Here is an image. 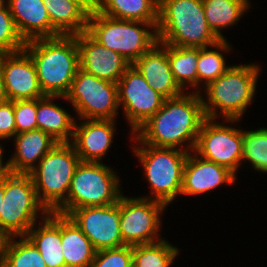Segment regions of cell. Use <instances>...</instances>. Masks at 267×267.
I'll return each mask as SVG.
<instances>
[{"mask_svg": "<svg viewBox=\"0 0 267 267\" xmlns=\"http://www.w3.org/2000/svg\"><path fill=\"white\" fill-rule=\"evenodd\" d=\"M205 119L202 94L199 91L182 93L165 99L162 107L134 133L133 139L140 144L165 148L183 146L187 141L186 151L190 152L195 148Z\"/></svg>", "mask_w": 267, "mask_h": 267, "instance_id": "obj_1", "label": "cell"}, {"mask_svg": "<svg viewBox=\"0 0 267 267\" xmlns=\"http://www.w3.org/2000/svg\"><path fill=\"white\" fill-rule=\"evenodd\" d=\"M24 50L35 64L43 94L65 98L80 68L76 35L27 41Z\"/></svg>", "mask_w": 267, "mask_h": 267, "instance_id": "obj_2", "label": "cell"}, {"mask_svg": "<svg viewBox=\"0 0 267 267\" xmlns=\"http://www.w3.org/2000/svg\"><path fill=\"white\" fill-rule=\"evenodd\" d=\"M158 42L171 46L214 47L220 39L209 28L202 0H159Z\"/></svg>", "mask_w": 267, "mask_h": 267, "instance_id": "obj_3", "label": "cell"}, {"mask_svg": "<svg viewBox=\"0 0 267 267\" xmlns=\"http://www.w3.org/2000/svg\"><path fill=\"white\" fill-rule=\"evenodd\" d=\"M260 68L255 64L236 65L230 68L206 88L207 102L202 97L206 118L216 119L220 109L225 120H239L256 91Z\"/></svg>", "mask_w": 267, "mask_h": 267, "instance_id": "obj_4", "label": "cell"}, {"mask_svg": "<svg viewBox=\"0 0 267 267\" xmlns=\"http://www.w3.org/2000/svg\"><path fill=\"white\" fill-rule=\"evenodd\" d=\"M157 24L116 19L92 8L86 32L99 44L121 54L133 64L158 42ZM144 27L153 29L150 31Z\"/></svg>", "mask_w": 267, "mask_h": 267, "instance_id": "obj_5", "label": "cell"}, {"mask_svg": "<svg viewBox=\"0 0 267 267\" xmlns=\"http://www.w3.org/2000/svg\"><path fill=\"white\" fill-rule=\"evenodd\" d=\"M80 162L71 143H58L29 173L39 201L49 212H54L67 199Z\"/></svg>", "mask_w": 267, "mask_h": 267, "instance_id": "obj_6", "label": "cell"}, {"mask_svg": "<svg viewBox=\"0 0 267 267\" xmlns=\"http://www.w3.org/2000/svg\"><path fill=\"white\" fill-rule=\"evenodd\" d=\"M116 173L101 162H83L72 177L67 199L54 211L68 215L82 207H97L117 203L120 196Z\"/></svg>", "mask_w": 267, "mask_h": 267, "instance_id": "obj_7", "label": "cell"}, {"mask_svg": "<svg viewBox=\"0 0 267 267\" xmlns=\"http://www.w3.org/2000/svg\"><path fill=\"white\" fill-rule=\"evenodd\" d=\"M43 218L50 212L39 201L29 174L4 175V199L0 215V232L7 238L26 236L36 224L38 211Z\"/></svg>", "mask_w": 267, "mask_h": 267, "instance_id": "obj_8", "label": "cell"}, {"mask_svg": "<svg viewBox=\"0 0 267 267\" xmlns=\"http://www.w3.org/2000/svg\"><path fill=\"white\" fill-rule=\"evenodd\" d=\"M133 147L151 185V199L170 204L181 193L183 170L188 153L186 148L153 147L141 144ZM145 146V147H144Z\"/></svg>", "mask_w": 267, "mask_h": 267, "instance_id": "obj_9", "label": "cell"}, {"mask_svg": "<svg viewBox=\"0 0 267 267\" xmlns=\"http://www.w3.org/2000/svg\"><path fill=\"white\" fill-rule=\"evenodd\" d=\"M65 99L80 119L115 120L118 114V85L78 69Z\"/></svg>", "mask_w": 267, "mask_h": 267, "instance_id": "obj_10", "label": "cell"}, {"mask_svg": "<svg viewBox=\"0 0 267 267\" xmlns=\"http://www.w3.org/2000/svg\"><path fill=\"white\" fill-rule=\"evenodd\" d=\"M167 206L147 197L120 196V231L126 245L149 244L160 241V213ZM160 223V224H159Z\"/></svg>", "mask_w": 267, "mask_h": 267, "instance_id": "obj_11", "label": "cell"}, {"mask_svg": "<svg viewBox=\"0 0 267 267\" xmlns=\"http://www.w3.org/2000/svg\"><path fill=\"white\" fill-rule=\"evenodd\" d=\"M213 120L206 118L202 123L193 151L236 175L242 162L243 130L216 124Z\"/></svg>", "mask_w": 267, "mask_h": 267, "instance_id": "obj_12", "label": "cell"}, {"mask_svg": "<svg viewBox=\"0 0 267 267\" xmlns=\"http://www.w3.org/2000/svg\"><path fill=\"white\" fill-rule=\"evenodd\" d=\"M117 85L119 107H123L135 133L162 107L165 98L146 82L133 65L125 71Z\"/></svg>", "mask_w": 267, "mask_h": 267, "instance_id": "obj_13", "label": "cell"}, {"mask_svg": "<svg viewBox=\"0 0 267 267\" xmlns=\"http://www.w3.org/2000/svg\"><path fill=\"white\" fill-rule=\"evenodd\" d=\"M68 216L97 251L126 245L120 231V198L117 203L72 210Z\"/></svg>", "mask_w": 267, "mask_h": 267, "instance_id": "obj_14", "label": "cell"}, {"mask_svg": "<svg viewBox=\"0 0 267 267\" xmlns=\"http://www.w3.org/2000/svg\"><path fill=\"white\" fill-rule=\"evenodd\" d=\"M0 68L9 101L45 96L39 85L35 64L25 50L5 53Z\"/></svg>", "mask_w": 267, "mask_h": 267, "instance_id": "obj_15", "label": "cell"}, {"mask_svg": "<svg viewBox=\"0 0 267 267\" xmlns=\"http://www.w3.org/2000/svg\"><path fill=\"white\" fill-rule=\"evenodd\" d=\"M79 46L80 69L112 83H118L121 76L132 65L126 58L109 50L94 40L87 32L76 35Z\"/></svg>", "mask_w": 267, "mask_h": 267, "instance_id": "obj_16", "label": "cell"}, {"mask_svg": "<svg viewBox=\"0 0 267 267\" xmlns=\"http://www.w3.org/2000/svg\"><path fill=\"white\" fill-rule=\"evenodd\" d=\"M235 180V174L228 168L189 152L184 165L180 194L201 195L224 183L232 185Z\"/></svg>", "mask_w": 267, "mask_h": 267, "instance_id": "obj_17", "label": "cell"}, {"mask_svg": "<svg viewBox=\"0 0 267 267\" xmlns=\"http://www.w3.org/2000/svg\"><path fill=\"white\" fill-rule=\"evenodd\" d=\"M132 65L141 73L146 82L165 99L177 97L183 93V89L177 84L171 71L168 60V44L157 42Z\"/></svg>", "mask_w": 267, "mask_h": 267, "instance_id": "obj_18", "label": "cell"}, {"mask_svg": "<svg viewBox=\"0 0 267 267\" xmlns=\"http://www.w3.org/2000/svg\"><path fill=\"white\" fill-rule=\"evenodd\" d=\"M75 123L73 140L70 142L83 162H100L111 147L115 132L114 120L85 119Z\"/></svg>", "mask_w": 267, "mask_h": 267, "instance_id": "obj_19", "label": "cell"}, {"mask_svg": "<svg viewBox=\"0 0 267 267\" xmlns=\"http://www.w3.org/2000/svg\"><path fill=\"white\" fill-rule=\"evenodd\" d=\"M16 28L25 42L52 38V25L45 0H8Z\"/></svg>", "mask_w": 267, "mask_h": 267, "instance_id": "obj_20", "label": "cell"}, {"mask_svg": "<svg viewBox=\"0 0 267 267\" xmlns=\"http://www.w3.org/2000/svg\"><path fill=\"white\" fill-rule=\"evenodd\" d=\"M52 25V38L86 32L92 7L85 0H45Z\"/></svg>", "mask_w": 267, "mask_h": 267, "instance_id": "obj_21", "label": "cell"}, {"mask_svg": "<svg viewBox=\"0 0 267 267\" xmlns=\"http://www.w3.org/2000/svg\"><path fill=\"white\" fill-rule=\"evenodd\" d=\"M16 150L7 161L11 173L29 174L54 146L58 144L49 134L41 129L22 132L14 136Z\"/></svg>", "mask_w": 267, "mask_h": 267, "instance_id": "obj_22", "label": "cell"}, {"mask_svg": "<svg viewBox=\"0 0 267 267\" xmlns=\"http://www.w3.org/2000/svg\"><path fill=\"white\" fill-rule=\"evenodd\" d=\"M40 227L35 224L26 237L36 246L47 267H66L61 246V214L50 212Z\"/></svg>", "mask_w": 267, "mask_h": 267, "instance_id": "obj_23", "label": "cell"}, {"mask_svg": "<svg viewBox=\"0 0 267 267\" xmlns=\"http://www.w3.org/2000/svg\"><path fill=\"white\" fill-rule=\"evenodd\" d=\"M55 97L60 98L61 96L45 95L37 99L38 129L49 134L58 143H70L76 122L63 107L51 102V99L54 100Z\"/></svg>", "mask_w": 267, "mask_h": 267, "instance_id": "obj_24", "label": "cell"}, {"mask_svg": "<svg viewBox=\"0 0 267 267\" xmlns=\"http://www.w3.org/2000/svg\"><path fill=\"white\" fill-rule=\"evenodd\" d=\"M61 246L66 267H91L96 250L68 215L61 214Z\"/></svg>", "mask_w": 267, "mask_h": 267, "instance_id": "obj_25", "label": "cell"}, {"mask_svg": "<svg viewBox=\"0 0 267 267\" xmlns=\"http://www.w3.org/2000/svg\"><path fill=\"white\" fill-rule=\"evenodd\" d=\"M92 8L116 19L158 23L159 0H97Z\"/></svg>", "mask_w": 267, "mask_h": 267, "instance_id": "obj_26", "label": "cell"}, {"mask_svg": "<svg viewBox=\"0 0 267 267\" xmlns=\"http://www.w3.org/2000/svg\"><path fill=\"white\" fill-rule=\"evenodd\" d=\"M209 28L220 39L225 40L221 29L234 25L249 9L248 0H202Z\"/></svg>", "mask_w": 267, "mask_h": 267, "instance_id": "obj_27", "label": "cell"}, {"mask_svg": "<svg viewBox=\"0 0 267 267\" xmlns=\"http://www.w3.org/2000/svg\"><path fill=\"white\" fill-rule=\"evenodd\" d=\"M168 60L174 79L182 89L186 83L189 87H198V48L168 45Z\"/></svg>", "mask_w": 267, "mask_h": 267, "instance_id": "obj_28", "label": "cell"}, {"mask_svg": "<svg viewBox=\"0 0 267 267\" xmlns=\"http://www.w3.org/2000/svg\"><path fill=\"white\" fill-rule=\"evenodd\" d=\"M178 248L164 239L132 246V265L134 267H169L175 260Z\"/></svg>", "mask_w": 267, "mask_h": 267, "instance_id": "obj_29", "label": "cell"}, {"mask_svg": "<svg viewBox=\"0 0 267 267\" xmlns=\"http://www.w3.org/2000/svg\"><path fill=\"white\" fill-rule=\"evenodd\" d=\"M14 238H7L2 264L4 267H47L39 250L26 236H21L18 241Z\"/></svg>", "mask_w": 267, "mask_h": 267, "instance_id": "obj_30", "label": "cell"}, {"mask_svg": "<svg viewBox=\"0 0 267 267\" xmlns=\"http://www.w3.org/2000/svg\"><path fill=\"white\" fill-rule=\"evenodd\" d=\"M216 50H208L205 48H198L197 73L198 84L204 81L203 85L207 86L210 82L215 81L219 76L223 75L230 67L226 66L222 51L229 52V43L227 40H220L215 46ZM219 50L221 52H219Z\"/></svg>", "mask_w": 267, "mask_h": 267, "instance_id": "obj_31", "label": "cell"}, {"mask_svg": "<svg viewBox=\"0 0 267 267\" xmlns=\"http://www.w3.org/2000/svg\"><path fill=\"white\" fill-rule=\"evenodd\" d=\"M245 159L251 162L255 170L267 172V128L243 130L242 161Z\"/></svg>", "mask_w": 267, "mask_h": 267, "instance_id": "obj_32", "label": "cell"}, {"mask_svg": "<svg viewBox=\"0 0 267 267\" xmlns=\"http://www.w3.org/2000/svg\"><path fill=\"white\" fill-rule=\"evenodd\" d=\"M26 42L19 34L8 4L0 7V50L14 53L24 50Z\"/></svg>", "mask_w": 267, "mask_h": 267, "instance_id": "obj_33", "label": "cell"}, {"mask_svg": "<svg viewBox=\"0 0 267 267\" xmlns=\"http://www.w3.org/2000/svg\"><path fill=\"white\" fill-rule=\"evenodd\" d=\"M131 265V245L97 251L91 263V267H130Z\"/></svg>", "mask_w": 267, "mask_h": 267, "instance_id": "obj_34", "label": "cell"}, {"mask_svg": "<svg viewBox=\"0 0 267 267\" xmlns=\"http://www.w3.org/2000/svg\"><path fill=\"white\" fill-rule=\"evenodd\" d=\"M36 113L37 99L14 101L16 134L38 129Z\"/></svg>", "mask_w": 267, "mask_h": 267, "instance_id": "obj_35", "label": "cell"}, {"mask_svg": "<svg viewBox=\"0 0 267 267\" xmlns=\"http://www.w3.org/2000/svg\"><path fill=\"white\" fill-rule=\"evenodd\" d=\"M16 135L14 101L0 103V139Z\"/></svg>", "mask_w": 267, "mask_h": 267, "instance_id": "obj_36", "label": "cell"}, {"mask_svg": "<svg viewBox=\"0 0 267 267\" xmlns=\"http://www.w3.org/2000/svg\"><path fill=\"white\" fill-rule=\"evenodd\" d=\"M8 101V96L6 93L3 76L0 68V103H5Z\"/></svg>", "mask_w": 267, "mask_h": 267, "instance_id": "obj_37", "label": "cell"}, {"mask_svg": "<svg viewBox=\"0 0 267 267\" xmlns=\"http://www.w3.org/2000/svg\"><path fill=\"white\" fill-rule=\"evenodd\" d=\"M2 155H3V150H2V147L0 145V177L8 174L10 172L9 167H8V163L6 162V163H4L5 164L4 165L2 162Z\"/></svg>", "mask_w": 267, "mask_h": 267, "instance_id": "obj_38", "label": "cell"}, {"mask_svg": "<svg viewBox=\"0 0 267 267\" xmlns=\"http://www.w3.org/2000/svg\"><path fill=\"white\" fill-rule=\"evenodd\" d=\"M7 241V237L0 232V265L3 264L4 247Z\"/></svg>", "mask_w": 267, "mask_h": 267, "instance_id": "obj_39", "label": "cell"}, {"mask_svg": "<svg viewBox=\"0 0 267 267\" xmlns=\"http://www.w3.org/2000/svg\"><path fill=\"white\" fill-rule=\"evenodd\" d=\"M3 199H4V175L0 177V215L2 213Z\"/></svg>", "mask_w": 267, "mask_h": 267, "instance_id": "obj_40", "label": "cell"}, {"mask_svg": "<svg viewBox=\"0 0 267 267\" xmlns=\"http://www.w3.org/2000/svg\"><path fill=\"white\" fill-rule=\"evenodd\" d=\"M91 7H93L97 0H85Z\"/></svg>", "mask_w": 267, "mask_h": 267, "instance_id": "obj_41", "label": "cell"}, {"mask_svg": "<svg viewBox=\"0 0 267 267\" xmlns=\"http://www.w3.org/2000/svg\"><path fill=\"white\" fill-rule=\"evenodd\" d=\"M6 1H8V0H0V7H2V6H5L6 5Z\"/></svg>", "mask_w": 267, "mask_h": 267, "instance_id": "obj_42", "label": "cell"}, {"mask_svg": "<svg viewBox=\"0 0 267 267\" xmlns=\"http://www.w3.org/2000/svg\"><path fill=\"white\" fill-rule=\"evenodd\" d=\"M5 53L3 51L0 50V62H1V59H2V56L4 55Z\"/></svg>", "mask_w": 267, "mask_h": 267, "instance_id": "obj_43", "label": "cell"}]
</instances>
